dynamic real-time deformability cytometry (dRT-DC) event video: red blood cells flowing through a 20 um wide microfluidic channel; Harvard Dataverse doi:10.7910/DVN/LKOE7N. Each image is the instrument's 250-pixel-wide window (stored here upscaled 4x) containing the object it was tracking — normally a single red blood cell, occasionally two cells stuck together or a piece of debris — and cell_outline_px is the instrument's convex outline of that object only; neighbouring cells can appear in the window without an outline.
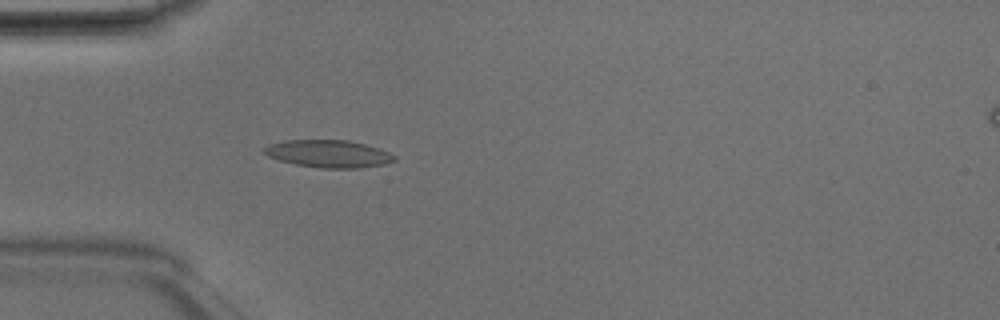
{"species": "Egyptian fruit bat (a non-hibernating species)", "species_latin": "Rousettus aegyptiacus", "temperature_condition": "room temperature", "stored_images_in_passage": 48, "camera_frame_rate_fps": 3000, "um_per_image_px": 0.085, "animal": {"sex": "male"}, "frame": {"image": 1, "passage_image": 14, "time_ms": 4.333, "image_size_px": [1000, 320], "cell_outline_px": [[396, 160], [384, 164], [360, 168], [320, 168], [296, 164], [280, 160], [268, 156], [264, 152], [264, 148], [268, 144], [284, 140], [348, 140], [380, 148], [396, 156]], "centroid_in_image_um": [27.94, 13.06], "position_along_channel_um": 57.1, "area_um2": 20.81}, "authors_computed_cell_mechanics": {"area_um2": 19.3341, "velocity_mm_per_s": 4.1891, "shape_relaxation_time_tau1_ms": 5.5063, "shape_relaxation_time_tau2_ms": 1.6174, "deformation_change_tau1": 0.1288, "deformation_change_tau2": 0.083}}